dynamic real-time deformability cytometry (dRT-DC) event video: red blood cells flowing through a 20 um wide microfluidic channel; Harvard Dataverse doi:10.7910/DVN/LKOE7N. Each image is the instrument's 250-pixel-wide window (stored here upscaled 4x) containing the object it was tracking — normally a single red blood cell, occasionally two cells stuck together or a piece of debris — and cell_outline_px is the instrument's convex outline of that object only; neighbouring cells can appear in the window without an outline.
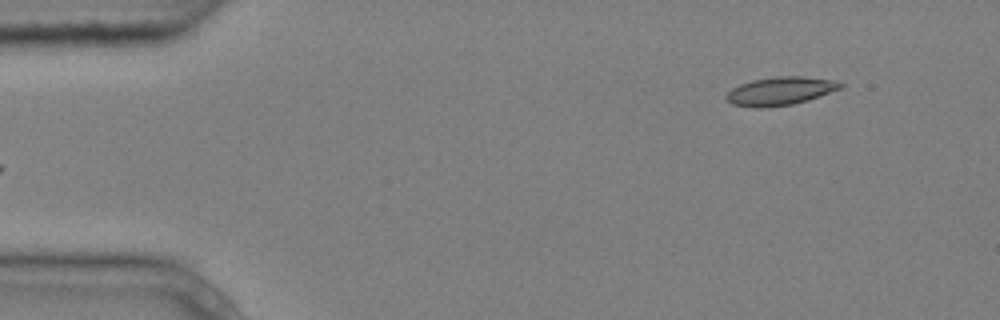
{"species": "common noctule bat (a hibernating species)", "species_latin": "Nyctalus noctula", "temperature_condition": "cold", "stored_images_in_passage": 4, "segment_of_instrument_passage": [2, 2], "camera_frame_rate_fps": 3000, "um_per_image_px": 0.085, "animal": {"sex": "male", "body_mass_g": 20.4}, "frame": {"image": 1, "passage_image": 4, "time_ms": 1.0, "image_size_px": [1000, 320], "cell_outline_px": [[844, 84], [840, 88], [808, 100], [792, 104], [760, 108], [756, 108], [732, 104], [724, 96], [732, 88], [740, 84], [752, 80], [776, 76], [804, 76], [836, 80]], "centroid_in_image_um": [66.31, 7.73], "position_along_channel_um": 18.7, "area_um2": 18.73}}